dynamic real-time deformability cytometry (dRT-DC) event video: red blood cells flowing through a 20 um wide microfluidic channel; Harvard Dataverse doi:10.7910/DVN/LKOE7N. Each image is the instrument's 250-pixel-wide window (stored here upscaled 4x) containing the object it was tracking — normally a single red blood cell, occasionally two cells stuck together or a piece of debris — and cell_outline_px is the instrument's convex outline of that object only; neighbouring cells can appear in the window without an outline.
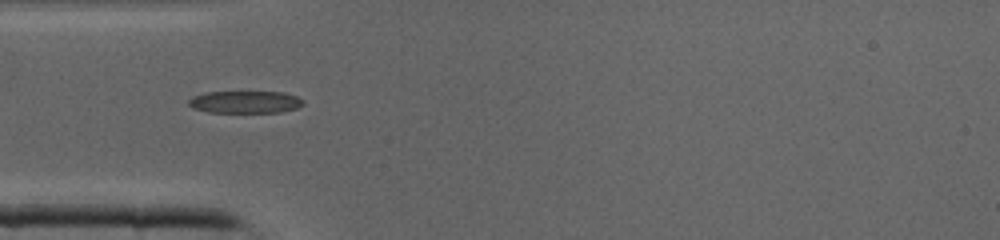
{"species": "common noctule bat (a hibernating species)", "species_latin": "Nyctalus noctula", "temperature_condition": "cold", "stored_images_in_passage": 30, "camera_frame_rate_fps": 3000, "um_per_image_px": 0.085, "animal": {"sex": "male", "body_mass_g": 19.0, "forearm_length_mm": 50.8}, "frame": {"image": 1, "passage_image": 1, "time_ms": 0.0, "image_size_px": [1000, 240], "cell_outline_px": [[304, 104], [296, 108], [280, 112], [208, 112], [192, 108], [188, 104], [188, 100], [192, 96], [204, 92], [284, 92], [296, 96], [304, 100]], "centroid_in_image_um": [20.82, 8.66], "position_along_channel_um": 64.2, "area_um2": 14.91}}
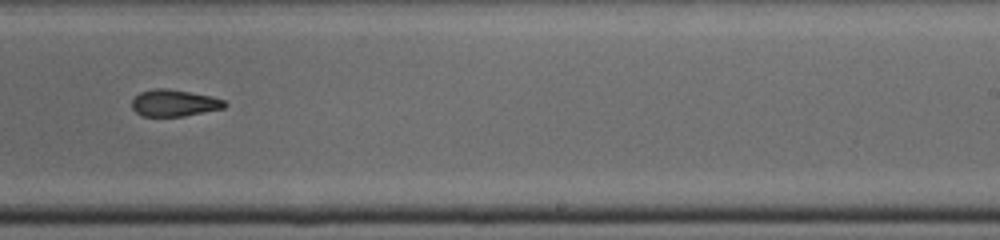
{"frame": {"image": 2, "passage_image": 14, "time_ms": 4.333, "image_size_px": [1000, 240], "cell_outline_px": [[228, 104], [224, 108], [184, 116], [140, 116], [132, 108], [132, 100], [140, 92], [156, 88], [164, 88], [212, 96], [224, 100]], "centroid_in_image_um": [14.81, 8.76], "position_along_channel_um": 274.2, "area_um2": 14.39}}
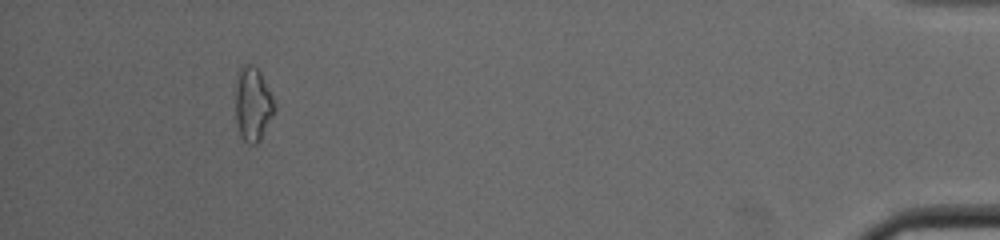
{"frame": {"image": 3, "passage_image": 27, "time_ms": 8.667, "image_size_px": [1000, 240], "cell_outline_px": [[276, 108], [260, 140], [256, 144], [248, 144], [240, 136], [236, 120], [236, 72], [244, 64], [252, 64], [260, 72], [276, 104]], "centroid_in_image_um": [21.48, 8.84], "position_along_channel_um": 413.7, "area_um2": 16.82}}